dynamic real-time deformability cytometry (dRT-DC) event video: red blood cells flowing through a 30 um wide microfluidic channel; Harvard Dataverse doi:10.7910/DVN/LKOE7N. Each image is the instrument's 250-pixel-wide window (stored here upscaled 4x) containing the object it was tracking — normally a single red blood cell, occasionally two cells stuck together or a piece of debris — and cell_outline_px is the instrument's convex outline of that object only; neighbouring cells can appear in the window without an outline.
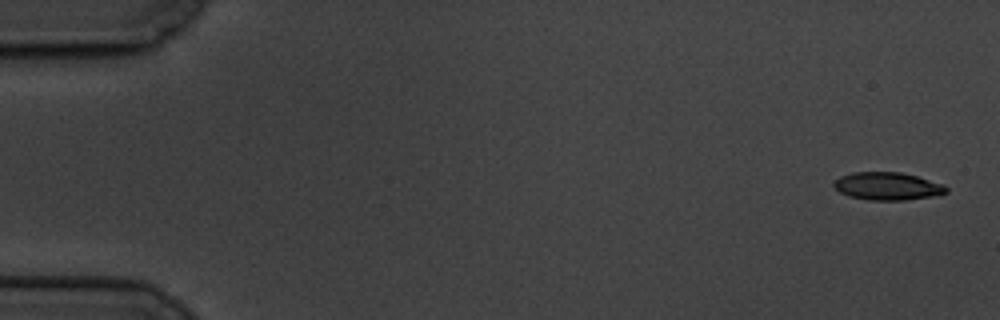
{"species": "common noctule bat (a hibernating species)", "species_latin": "Nyctalus noctula", "temperature_condition": "cold", "stored_images_in_passage": 9, "camera_frame_rate_fps": 3000, "um_per_image_px": 0.085, "animal": {"sex": "male", "body_mass_g": 19.5, "forearm_length_mm": 54.6}, "frame": {"image": 1, "passage_image": 1, "time_ms": 0.0, "image_size_px": [1000, 320], "cell_outline_px": [[948, 192], [940, 196], [904, 200], [868, 200], [848, 196], [840, 192], [832, 184], [840, 176], [852, 172], [900, 172], [916, 176], [944, 184], [948, 188]], "centroid_in_image_um": [75.48, 15.83], "position_along_channel_um": 9.5, "area_um2": 18.38}}
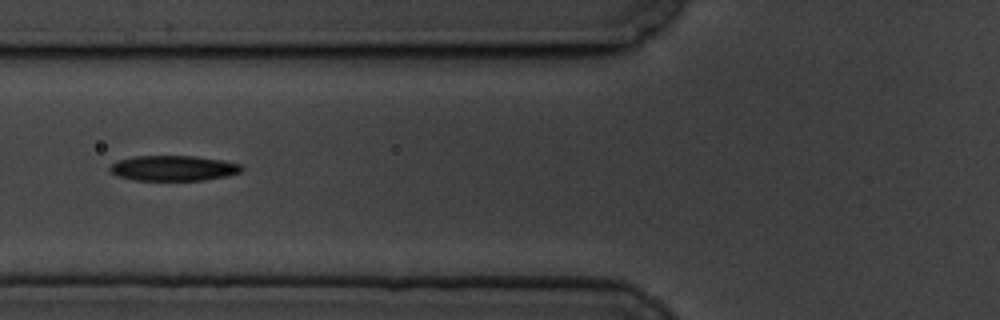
{"frame": {"image": 2, "passage_image": 7, "time_ms": 7.0, "image_size_px": [1000, 320], "cell_outline_px": [[244, 168], [240, 172], [228, 176], [204, 180], [136, 180], [116, 176], [108, 172], [108, 168], [116, 160], [132, 156], [196, 156], [220, 160], [240, 164]], "centroid_in_image_um": [14.68, 14.29], "position_along_channel_um": 111.1, "area_um2": 19.59}}
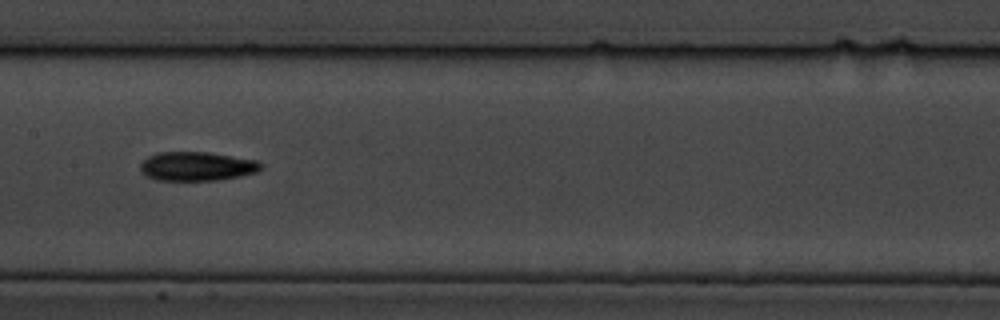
{"frame": {"image": 3, "passage_image": 9, "time_ms": 9.333, "image_size_px": [1000, 320], "cell_outline_px": [[264, 168], [256, 172], [240, 176], [216, 180], [156, 180], [140, 172], [140, 164], [148, 156], [156, 152], [208, 152], [260, 160], [264, 164]], "centroid_in_image_um": [16.78, 14.12], "position_along_channel_um": 190.6, "area_um2": 20.63}}